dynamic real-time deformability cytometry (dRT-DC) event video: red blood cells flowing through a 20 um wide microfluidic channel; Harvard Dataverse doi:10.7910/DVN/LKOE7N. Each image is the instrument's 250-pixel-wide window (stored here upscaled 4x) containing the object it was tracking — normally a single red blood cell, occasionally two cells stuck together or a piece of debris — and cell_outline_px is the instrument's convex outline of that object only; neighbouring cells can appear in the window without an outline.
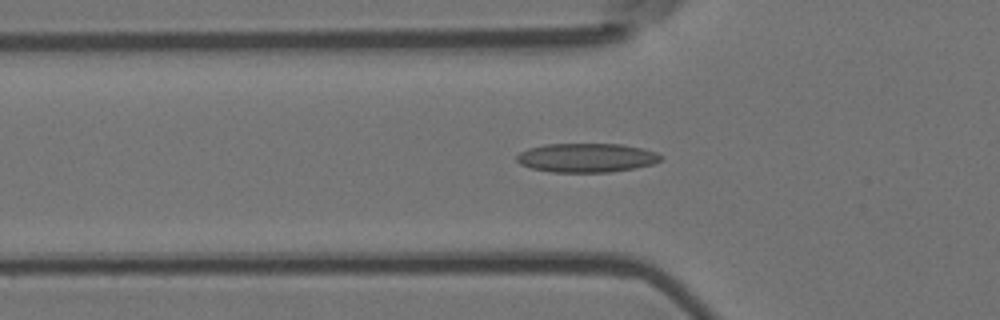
{"species": "Egyptian fruit bat (a non-hibernating species)", "species_latin": "Rousettus aegyptiacus", "temperature_condition": "room temperature", "stored_images_in_passage": 45, "segment_of_instrument_passage": [1, 2], "camera_frame_rate_fps": 3000, "um_per_image_px": 0.085, "animal": {"sex": "female"}, "frame": {"image": 1, "passage_image": 7, "time_ms": 2.0, "image_size_px": [1000, 320], "cell_outline_px": [[664, 156], [660, 160], [652, 164], [636, 168], [608, 172], [552, 172], [532, 168], [520, 164], [516, 160], [516, 156], [520, 152], [528, 148], [544, 144], [620, 144], [640, 148], [656, 152]], "centroid_in_image_um": [49.84, 13.41], "position_along_channel_um": 76.0, "area_um2": 24.33}}
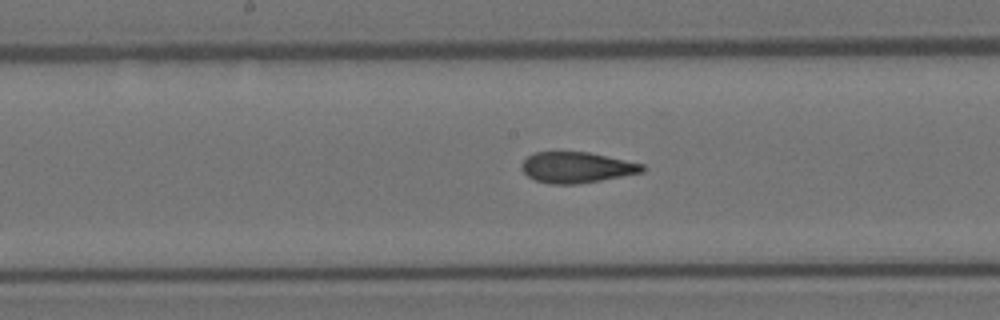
{"frame": {"image": 2, "passage_image": 17, "time_ms": 5.333, "image_size_px": [1000, 320], "cell_outline_px": [[648, 168], [644, 172], [600, 180], [576, 184], [548, 184], [536, 180], [528, 176], [520, 168], [520, 164], [532, 152], [588, 152], [644, 164]], "centroid_in_image_um": [49.01, 14.23], "position_along_channel_um": 199.2, "area_um2": 21.73}}
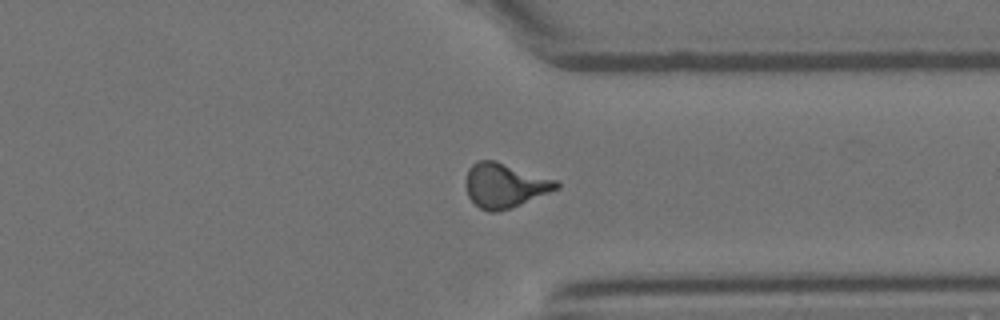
{"frame": {"image": 3, "passage_image": 31, "time_ms": 10.0, "image_size_px": [1000, 320], "cell_outline_px": [[560, 188], [508, 208], [496, 212], [488, 212], [480, 208], [468, 196], [464, 184], [468, 168], [476, 160], [496, 160], [556, 180], [560, 184]], "centroid_in_image_um": [42.86, 15.73], "position_along_channel_um": 368.5, "area_um2": 23.35}}